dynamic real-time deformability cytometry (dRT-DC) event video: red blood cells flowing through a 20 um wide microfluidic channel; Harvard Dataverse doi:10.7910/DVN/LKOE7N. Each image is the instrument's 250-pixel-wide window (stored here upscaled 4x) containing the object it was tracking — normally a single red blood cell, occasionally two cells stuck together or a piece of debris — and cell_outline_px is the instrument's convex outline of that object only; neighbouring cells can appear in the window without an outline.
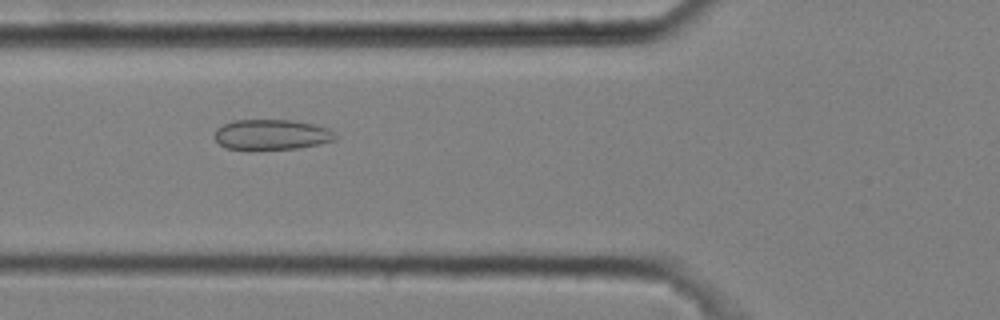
{"species": "common noctule bat (a hibernating species)", "species_latin": "Nyctalus noctula", "temperature_condition": "cold", "stored_images_in_passage": 44, "camera_frame_rate_fps": 3000, "um_per_image_px": 0.085, "animal": {"sex": "male", "body_mass_g": 20.4}, "frame": {"image": 1, "passage_image": 16, "time_ms": 5.0, "image_size_px": [1000, 320], "cell_outline_px": [[336, 140], [320, 144], [300, 148], [248, 152], [224, 148], [216, 140], [216, 128], [232, 120], [292, 120], [312, 124], [328, 128], [336, 136]], "centroid_in_image_um": [23.04, 11.49], "position_along_channel_um": 102.8, "area_um2": 22.02}}
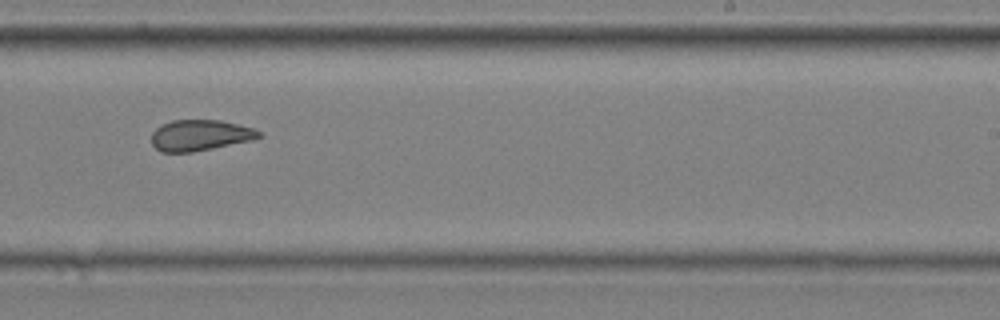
{"frame": {"image": 2, "passage_image": 30, "time_ms": 9.667, "image_size_px": [1000, 320], "cell_outline_px": [[264, 136], [252, 140], [192, 152], [160, 152], [152, 144], [152, 132], [160, 124], [172, 120], [220, 120], [252, 128], [260, 132]], "centroid_in_image_um": [16.98, 11.49], "position_along_channel_um": 272.0, "area_um2": 19.31}}
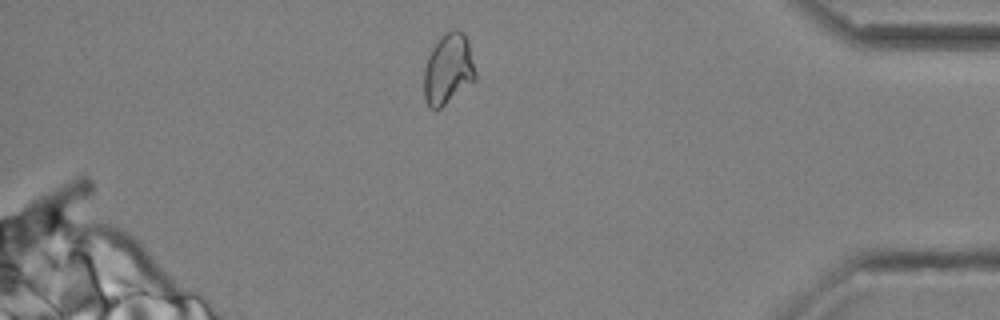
{"frame": {"image": 3, "passage_image": 43, "time_ms": 14.0, "image_size_px": [1000, 320], "cell_outline_px": [[476, 80], [440, 108], [432, 108], [428, 104], [424, 96], [424, 68], [428, 56], [432, 48], [440, 36], [444, 32], [452, 28], [456, 28], [464, 32], [468, 40], [476, 72]], "centroid_in_image_um": [38.11, 5.82], "position_along_channel_um": 397.1, "area_um2": 21.39}, "authors_computed_cell_mechanics": {"area_um2": 20.8947, "velocity_mm_per_s": 3.6263, "shape_relaxation_time_tau1_ms": null, "shape_relaxation_time_tau2_ms": 1.4267, "deformation_change_tau1": null, "deformation_change_tau2": 0.0909}}